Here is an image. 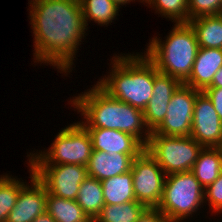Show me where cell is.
Segmentation results:
<instances>
[{
  "label": "cell",
  "instance_id": "obj_24",
  "mask_svg": "<svg viewBox=\"0 0 222 222\" xmlns=\"http://www.w3.org/2000/svg\"><path fill=\"white\" fill-rule=\"evenodd\" d=\"M25 182L8 174L0 177V222H6L9 212L16 204L18 195Z\"/></svg>",
  "mask_w": 222,
  "mask_h": 222
},
{
  "label": "cell",
  "instance_id": "obj_6",
  "mask_svg": "<svg viewBox=\"0 0 222 222\" xmlns=\"http://www.w3.org/2000/svg\"><path fill=\"white\" fill-rule=\"evenodd\" d=\"M93 146L87 129L80 123L70 124L55 137L48 151L30 153L28 165L77 164L87 166Z\"/></svg>",
  "mask_w": 222,
  "mask_h": 222
},
{
  "label": "cell",
  "instance_id": "obj_7",
  "mask_svg": "<svg viewBox=\"0 0 222 222\" xmlns=\"http://www.w3.org/2000/svg\"><path fill=\"white\" fill-rule=\"evenodd\" d=\"M166 175L191 171L203 146L191 136L150 133L145 146Z\"/></svg>",
  "mask_w": 222,
  "mask_h": 222
},
{
  "label": "cell",
  "instance_id": "obj_28",
  "mask_svg": "<svg viewBox=\"0 0 222 222\" xmlns=\"http://www.w3.org/2000/svg\"><path fill=\"white\" fill-rule=\"evenodd\" d=\"M203 92L211 100L222 122V88H205Z\"/></svg>",
  "mask_w": 222,
  "mask_h": 222
},
{
  "label": "cell",
  "instance_id": "obj_30",
  "mask_svg": "<svg viewBox=\"0 0 222 222\" xmlns=\"http://www.w3.org/2000/svg\"><path fill=\"white\" fill-rule=\"evenodd\" d=\"M207 88H222V67L214 75L211 84Z\"/></svg>",
  "mask_w": 222,
  "mask_h": 222
},
{
  "label": "cell",
  "instance_id": "obj_22",
  "mask_svg": "<svg viewBox=\"0 0 222 222\" xmlns=\"http://www.w3.org/2000/svg\"><path fill=\"white\" fill-rule=\"evenodd\" d=\"M86 27L89 21L100 26L109 25L118 15L120 7L112 0H79Z\"/></svg>",
  "mask_w": 222,
  "mask_h": 222
},
{
  "label": "cell",
  "instance_id": "obj_10",
  "mask_svg": "<svg viewBox=\"0 0 222 222\" xmlns=\"http://www.w3.org/2000/svg\"><path fill=\"white\" fill-rule=\"evenodd\" d=\"M200 90L184 83L174 91L162 123L151 133L165 136H190L194 102Z\"/></svg>",
  "mask_w": 222,
  "mask_h": 222
},
{
  "label": "cell",
  "instance_id": "obj_19",
  "mask_svg": "<svg viewBox=\"0 0 222 222\" xmlns=\"http://www.w3.org/2000/svg\"><path fill=\"white\" fill-rule=\"evenodd\" d=\"M105 205L136 201L132 172L117 175L101 181Z\"/></svg>",
  "mask_w": 222,
  "mask_h": 222
},
{
  "label": "cell",
  "instance_id": "obj_26",
  "mask_svg": "<svg viewBox=\"0 0 222 222\" xmlns=\"http://www.w3.org/2000/svg\"><path fill=\"white\" fill-rule=\"evenodd\" d=\"M222 14V0H188V22L201 17Z\"/></svg>",
  "mask_w": 222,
  "mask_h": 222
},
{
  "label": "cell",
  "instance_id": "obj_13",
  "mask_svg": "<svg viewBox=\"0 0 222 222\" xmlns=\"http://www.w3.org/2000/svg\"><path fill=\"white\" fill-rule=\"evenodd\" d=\"M180 84L178 79L159 72L154 65L153 94L143 110L144 122L150 133L162 123L171 97Z\"/></svg>",
  "mask_w": 222,
  "mask_h": 222
},
{
  "label": "cell",
  "instance_id": "obj_12",
  "mask_svg": "<svg viewBox=\"0 0 222 222\" xmlns=\"http://www.w3.org/2000/svg\"><path fill=\"white\" fill-rule=\"evenodd\" d=\"M30 186L25 184L18 195L13 209L9 212L6 222H33L39 215L46 212L48 191L35 177L30 166Z\"/></svg>",
  "mask_w": 222,
  "mask_h": 222
},
{
  "label": "cell",
  "instance_id": "obj_20",
  "mask_svg": "<svg viewBox=\"0 0 222 222\" xmlns=\"http://www.w3.org/2000/svg\"><path fill=\"white\" fill-rule=\"evenodd\" d=\"M103 188L100 180L87 177L81 184L76 202L91 220L100 214L105 205Z\"/></svg>",
  "mask_w": 222,
  "mask_h": 222
},
{
  "label": "cell",
  "instance_id": "obj_17",
  "mask_svg": "<svg viewBox=\"0 0 222 222\" xmlns=\"http://www.w3.org/2000/svg\"><path fill=\"white\" fill-rule=\"evenodd\" d=\"M200 48L222 49V14L201 16L188 22Z\"/></svg>",
  "mask_w": 222,
  "mask_h": 222
},
{
  "label": "cell",
  "instance_id": "obj_31",
  "mask_svg": "<svg viewBox=\"0 0 222 222\" xmlns=\"http://www.w3.org/2000/svg\"><path fill=\"white\" fill-rule=\"evenodd\" d=\"M33 222H56L50 214L45 212L42 215H39Z\"/></svg>",
  "mask_w": 222,
  "mask_h": 222
},
{
  "label": "cell",
  "instance_id": "obj_9",
  "mask_svg": "<svg viewBox=\"0 0 222 222\" xmlns=\"http://www.w3.org/2000/svg\"><path fill=\"white\" fill-rule=\"evenodd\" d=\"M48 193L76 200L80 184L88 177L87 167L77 164L29 165Z\"/></svg>",
  "mask_w": 222,
  "mask_h": 222
},
{
  "label": "cell",
  "instance_id": "obj_4",
  "mask_svg": "<svg viewBox=\"0 0 222 222\" xmlns=\"http://www.w3.org/2000/svg\"><path fill=\"white\" fill-rule=\"evenodd\" d=\"M171 30L165 41L152 38L144 55L159 72L184 83L192 72L199 45L189 23H175Z\"/></svg>",
  "mask_w": 222,
  "mask_h": 222
},
{
  "label": "cell",
  "instance_id": "obj_23",
  "mask_svg": "<svg viewBox=\"0 0 222 222\" xmlns=\"http://www.w3.org/2000/svg\"><path fill=\"white\" fill-rule=\"evenodd\" d=\"M147 207L137 201L104 205L95 222H137Z\"/></svg>",
  "mask_w": 222,
  "mask_h": 222
},
{
  "label": "cell",
  "instance_id": "obj_8",
  "mask_svg": "<svg viewBox=\"0 0 222 222\" xmlns=\"http://www.w3.org/2000/svg\"><path fill=\"white\" fill-rule=\"evenodd\" d=\"M131 172L136 201L147 208H157L166 179V174L157 161L144 149L133 159Z\"/></svg>",
  "mask_w": 222,
  "mask_h": 222
},
{
  "label": "cell",
  "instance_id": "obj_2",
  "mask_svg": "<svg viewBox=\"0 0 222 222\" xmlns=\"http://www.w3.org/2000/svg\"><path fill=\"white\" fill-rule=\"evenodd\" d=\"M88 90L70 100L75 110L84 116V121L80 123L85 128L119 130L133 135L144 146L147 145L150 132L145 125L142 110L110 97L97 84Z\"/></svg>",
  "mask_w": 222,
  "mask_h": 222
},
{
  "label": "cell",
  "instance_id": "obj_25",
  "mask_svg": "<svg viewBox=\"0 0 222 222\" xmlns=\"http://www.w3.org/2000/svg\"><path fill=\"white\" fill-rule=\"evenodd\" d=\"M145 3L174 23H188V0H145Z\"/></svg>",
  "mask_w": 222,
  "mask_h": 222
},
{
  "label": "cell",
  "instance_id": "obj_5",
  "mask_svg": "<svg viewBox=\"0 0 222 222\" xmlns=\"http://www.w3.org/2000/svg\"><path fill=\"white\" fill-rule=\"evenodd\" d=\"M205 189L192 171L166 175L163 195L157 209L169 222H182L200 210Z\"/></svg>",
  "mask_w": 222,
  "mask_h": 222
},
{
  "label": "cell",
  "instance_id": "obj_32",
  "mask_svg": "<svg viewBox=\"0 0 222 222\" xmlns=\"http://www.w3.org/2000/svg\"><path fill=\"white\" fill-rule=\"evenodd\" d=\"M112 1H114L118 5V7H121V5L123 6L126 5L127 3H130L131 1H136V0H112ZM140 1L141 3L142 2L145 3V0H140Z\"/></svg>",
  "mask_w": 222,
  "mask_h": 222
},
{
  "label": "cell",
  "instance_id": "obj_3",
  "mask_svg": "<svg viewBox=\"0 0 222 222\" xmlns=\"http://www.w3.org/2000/svg\"><path fill=\"white\" fill-rule=\"evenodd\" d=\"M142 54L115 55L110 74L97 85L110 97L143 111L153 94L154 64Z\"/></svg>",
  "mask_w": 222,
  "mask_h": 222
},
{
  "label": "cell",
  "instance_id": "obj_11",
  "mask_svg": "<svg viewBox=\"0 0 222 222\" xmlns=\"http://www.w3.org/2000/svg\"><path fill=\"white\" fill-rule=\"evenodd\" d=\"M190 136L203 147L222 148V122L203 91L197 94L194 102Z\"/></svg>",
  "mask_w": 222,
  "mask_h": 222
},
{
  "label": "cell",
  "instance_id": "obj_21",
  "mask_svg": "<svg viewBox=\"0 0 222 222\" xmlns=\"http://www.w3.org/2000/svg\"><path fill=\"white\" fill-rule=\"evenodd\" d=\"M46 212L56 222H90L91 219L82 210L76 200H68L47 194Z\"/></svg>",
  "mask_w": 222,
  "mask_h": 222
},
{
  "label": "cell",
  "instance_id": "obj_27",
  "mask_svg": "<svg viewBox=\"0 0 222 222\" xmlns=\"http://www.w3.org/2000/svg\"><path fill=\"white\" fill-rule=\"evenodd\" d=\"M204 193L205 203L208 201L212 213H222V173L212 184L205 188Z\"/></svg>",
  "mask_w": 222,
  "mask_h": 222
},
{
  "label": "cell",
  "instance_id": "obj_29",
  "mask_svg": "<svg viewBox=\"0 0 222 222\" xmlns=\"http://www.w3.org/2000/svg\"><path fill=\"white\" fill-rule=\"evenodd\" d=\"M137 222H169L157 208H146Z\"/></svg>",
  "mask_w": 222,
  "mask_h": 222
},
{
  "label": "cell",
  "instance_id": "obj_14",
  "mask_svg": "<svg viewBox=\"0 0 222 222\" xmlns=\"http://www.w3.org/2000/svg\"><path fill=\"white\" fill-rule=\"evenodd\" d=\"M92 141L93 150L107 154H140L145 146L133 135L105 128H86Z\"/></svg>",
  "mask_w": 222,
  "mask_h": 222
},
{
  "label": "cell",
  "instance_id": "obj_18",
  "mask_svg": "<svg viewBox=\"0 0 222 222\" xmlns=\"http://www.w3.org/2000/svg\"><path fill=\"white\" fill-rule=\"evenodd\" d=\"M204 189L222 173V148L203 147L191 170Z\"/></svg>",
  "mask_w": 222,
  "mask_h": 222
},
{
  "label": "cell",
  "instance_id": "obj_1",
  "mask_svg": "<svg viewBox=\"0 0 222 222\" xmlns=\"http://www.w3.org/2000/svg\"><path fill=\"white\" fill-rule=\"evenodd\" d=\"M34 62L53 65L64 74L73 61L86 27L79 0H31ZM80 43V44H79Z\"/></svg>",
  "mask_w": 222,
  "mask_h": 222
},
{
  "label": "cell",
  "instance_id": "obj_15",
  "mask_svg": "<svg viewBox=\"0 0 222 222\" xmlns=\"http://www.w3.org/2000/svg\"><path fill=\"white\" fill-rule=\"evenodd\" d=\"M139 154L114 153L109 155L99 150H93L87 164L89 177L105 180L131 171L133 159Z\"/></svg>",
  "mask_w": 222,
  "mask_h": 222
},
{
  "label": "cell",
  "instance_id": "obj_16",
  "mask_svg": "<svg viewBox=\"0 0 222 222\" xmlns=\"http://www.w3.org/2000/svg\"><path fill=\"white\" fill-rule=\"evenodd\" d=\"M222 67V49L200 48L197 51L192 72L184 84L203 91Z\"/></svg>",
  "mask_w": 222,
  "mask_h": 222
}]
</instances>
